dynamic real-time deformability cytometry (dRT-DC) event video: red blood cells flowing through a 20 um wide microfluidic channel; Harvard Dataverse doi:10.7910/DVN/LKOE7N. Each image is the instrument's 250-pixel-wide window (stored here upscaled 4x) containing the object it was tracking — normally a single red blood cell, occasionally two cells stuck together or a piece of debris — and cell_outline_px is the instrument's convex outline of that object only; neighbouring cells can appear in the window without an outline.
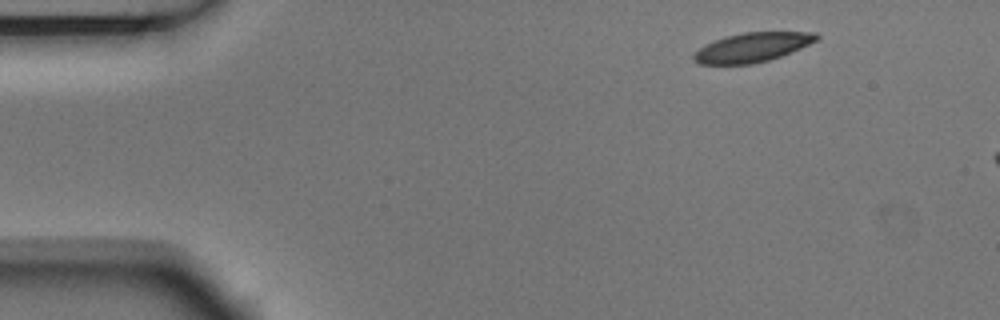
{"species": "Egyptian fruit bat (a non-hibernating species)", "species_latin": "Rousettus aegyptiacus", "temperature_condition": "room temperature", "stored_images_in_passage": 3, "camera_frame_rate_fps": 3000, "um_per_image_px": 0.085, "animal": {"sex": "male"}, "frame": {"image": 1, "passage_image": 1, "time_ms": 0.0, "image_size_px": [1000, 320], "cell_outline_px": [[820, 36], [816, 40], [800, 48], [780, 56], [768, 60], [752, 64], [700, 64], [692, 60], [692, 56], [700, 48], [724, 36], [744, 32], [816, 32]], "centroid_in_image_um": [63.93, 4.02], "position_along_channel_um": 21.1, "area_um2": 20.69}}